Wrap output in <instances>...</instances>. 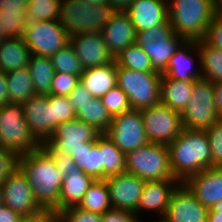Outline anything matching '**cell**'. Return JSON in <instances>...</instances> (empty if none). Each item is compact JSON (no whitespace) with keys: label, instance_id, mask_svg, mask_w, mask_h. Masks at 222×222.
<instances>
[{"label":"cell","instance_id":"1","mask_svg":"<svg viewBox=\"0 0 222 222\" xmlns=\"http://www.w3.org/2000/svg\"><path fill=\"white\" fill-rule=\"evenodd\" d=\"M19 168L31 185L33 196L44 211L59 212L60 189L64 177L56 168L52 156L41 146L21 155Z\"/></svg>","mask_w":222,"mask_h":222},{"label":"cell","instance_id":"2","mask_svg":"<svg viewBox=\"0 0 222 222\" xmlns=\"http://www.w3.org/2000/svg\"><path fill=\"white\" fill-rule=\"evenodd\" d=\"M173 177L184 182L189 176L212 168L211 150L205 131L182 129L167 145Z\"/></svg>","mask_w":222,"mask_h":222},{"label":"cell","instance_id":"3","mask_svg":"<svg viewBox=\"0 0 222 222\" xmlns=\"http://www.w3.org/2000/svg\"><path fill=\"white\" fill-rule=\"evenodd\" d=\"M215 16L213 0H168V19L185 40H203Z\"/></svg>","mask_w":222,"mask_h":222},{"label":"cell","instance_id":"4","mask_svg":"<svg viewBox=\"0 0 222 222\" xmlns=\"http://www.w3.org/2000/svg\"><path fill=\"white\" fill-rule=\"evenodd\" d=\"M114 12L109 4L61 0L58 21L67 30L69 37L82 33H101Z\"/></svg>","mask_w":222,"mask_h":222},{"label":"cell","instance_id":"5","mask_svg":"<svg viewBox=\"0 0 222 222\" xmlns=\"http://www.w3.org/2000/svg\"><path fill=\"white\" fill-rule=\"evenodd\" d=\"M42 145L35 139L24 119L22 103L9 102L0 107V147L19 156Z\"/></svg>","mask_w":222,"mask_h":222},{"label":"cell","instance_id":"6","mask_svg":"<svg viewBox=\"0 0 222 222\" xmlns=\"http://www.w3.org/2000/svg\"><path fill=\"white\" fill-rule=\"evenodd\" d=\"M126 173L144 181L177 180L169 164L167 145L148 143L126 154Z\"/></svg>","mask_w":222,"mask_h":222},{"label":"cell","instance_id":"7","mask_svg":"<svg viewBox=\"0 0 222 222\" xmlns=\"http://www.w3.org/2000/svg\"><path fill=\"white\" fill-rule=\"evenodd\" d=\"M161 77L157 72L117 67V85L127 94L131 109L141 110L160 103Z\"/></svg>","mask_w":222,"mask_h":222},{"label":"cell","instance_id":"8","mask_svg":"<svg viewBox=\"0 0 222 222\" xmlns=\"http://www.w3.org/2000/svg\"><path fill=\"white\" fill-rule=\"evenodd\" d=\"M185 41L175 34L169 20L162 25L137 32L136 43L149 56L153 70L163 74L176 50Z\"/></svg>","mask_w":222,"mask_h":222},{"label":"cell","instance_id":"9","mask_svg":"<svg viewBox=\"0 0 222 222\" xmlns=\"http://www.w3.org/2000/svg\"><path fill=\"white\" fill-rule=\"evenodd\" d=\"M214 97L213 83L204 78L196 79L191 99L181 114L182 127L187 130L205 131L220 119Z\"/></svg>","mask_w":222,"mask_h":222},{"label":"cell","instance_id":"10","mask_svg":"<svg viewBox=\"0 0 222 222\" xmlns=\"http://www.w3.org/2000/svg\"><path fill=\"white\" fill-rule=\"evenodd\" d=\"M23 39L31 54L52 57L69 44V35L58 20L35 21L26 25Z\"/></svg>","mask_w":222,"mask_h":222},{"label":"cell","instance_id":"11","mask_svg":"<svg viewBox=\"0 0 222 222\" xmlns=\"http://www.w3.org/2000/svg\"><path fill=\"white\" fill-rule=\"evenodd\" d=\"M140 111L149 143L168 145L183 129L181 113L162 103Z\"/></svg>","mask_w":222,"mask_h":222},{"label":"cell","instance_id":"12","mask_svg":"<svg viewBox=\"0 0 222 222\" xmlns=\"http://www.w3.org/2000/svg\"><path fill=\"white\" fill-rule=\"evenodd\" d=\"M105 135L126 155L149 143L140 110L130 109L112 117Z\"/></svg>","mask_w":222,"mask_h":222},{"label":"cell","instance_id":"13","mask_svg":"<svg viewBox=\"0 0 222 222\" xmlns=\"http://www.w3.org/2000/svg\"><path fill=\"white\" fill-rule=\"evenodd\" d=\"M3 205L22 217L37 216L44 210L36 202L31 185L20 168L1 185Z\"/></svg>","mask_w":222,"mask_h":222},{"label":"cell","instance_id":"14","mask_svg":"<svg viewBox=\"0 0 222 222\" xmlns=\"http://www.w3.org/2000/svg\"><path fill=\"white\" fill-rule=\"evenodd\" d=\"M102 133L94 126L79 119L56 126L52 137L46 142L55 152L71 155L85 142H96Z\"/></svg>","mask_w":222,"mask_h":222},{"label":"cell","instance_id":"15","mask_svg":"<svg viewBox=\"0 0 222 222\" xmlns=\"http://www.w3.org/2000/svg\"><path fill=\"white\" fill-rule=\"evenodd\" d=\"M24 119L35 139L42 145L53 135L56 126L52 123L50 95L35 94L22 103Z\"/></svg>","mask_w":222,"mask_h":222},{"label":"cell","instance_id":"16","mask_svg":"<svg viewBox=\"0 0 222 222\" xmlns=\"http://www.w3.org/2000/svg\"><path fill=\"white\" fill-rule=\"evenodd\" d=\"M208 211L181 182L171 195L164 217L170 222H207Z\"/></svg>","mask_w":222,"mask_h":222},{"label":"cell","instance_id":"17","mask_svg":"<svg viewBox=\"0 0 222 222\" xmlns=\"http://www.w3.org/2000/svg\"><path fill=\"white\" fill-rule=\"evenodd\" d=\"M105 180L112 208L131 211L135 214L145 181L126 172L109 176Z\"/></svg>","mask_w":222,"mask_h":222},{"label":"cell","instance_id":"18","mask_svg":"<svg viewBox=\"0 0 222 222\" xmlns=\"http://www.w3.org/2000/svg\"><path fill=\"white\" fill-rule=\"evenodd\" d=\"M180 183L179 180L145 181L142 195L135 209L138 219L142 221V217L146 216L144 213L148 212L157 214L154 215L155 217H164L171 195Z\"/></svg>","mask_w":222,"mask_h":222},{"label":"cell","instance_id":"19","mask_svg":"<svg viewBox=\"0 0 222 222\" xmlns=\"http://www.w3.org/2000/svg\"><path fill=\"white\" fill-rule=\"evenodd\" d=\"M84 69L107 65L115 60L109 52L101 33H82L69 37Z\"/></svg>","mask_w":222,"mask_h":222},{"label":"cell","instance_id":"20","mask_svg":"<svg viewBox=\"0 0 222 222\" xmlns=\"http://www.w3.org/2000/svg\"><path fill=\"white\" fill-rule=\"evenodd\" d=\"M162 75L168 78L186 81H195L196 79L202 78L200 52L197 41L185 40L170 59L166 71Z\"/></svg>","mask_w":222,"mask_h":222},{"label":"cell","instance_id":"21","mask_svg":"<svg viewBox=\"0 0 222 222\" xmlns=\"http://www.w3.org/2000/svg\"><path fill=\"white\" fill-rule=\"evenodd\" d=\"M183 183L208 209L222 200V167L207 168L189 176Z\"/></svg>","mask_w":222,"mask_h":222},{"label":"cell","instance_id":"22","mask_svg":"<svg viewBox=\"0 0 222 222\" xmlns=\"http://www.w3.org/2000/svg\"><path fill=\"white\" fill-rule=\"evenodd\" d=\"M114 58L128 46L136 43L137 32L125 11H115L101 32Z\"/></svg>","mask_w":222,"mask_h":222},{"label":"cell","instance_id":"23","mask_svg":"<svg viewBox=\"0 0 222 222\" xmlns=\"http://www.w3.org/2000/svg\"><path fill=\"white\" fill-rule=\"evenodd\" d=\"M136 32L165 24L168 19V0H134L125 11Z\"/></svg>","mask_w":222,"mask_h":222},{"label":"cell","instance_id":"24","mask_svg":"<svg viewBox=\"0 0 222 222\" xmlns=\"http://www.w3.org/2000/svg\"><path fill=\"white\" fill-rule=\"evenodd\" d=\"M80 84L93 96L101 98L117 85V63L113 62L84 69L80 75Z\"/></svg>","mask_w":222,"mask_h":222},{"label":"cell","instance_id":"25","mask_svg":"<svg viewBox=\"0 0 222 222\" xmlns=\"http://www.w3.org/2000/svg\"><path fill=\"white\" fill-rule=\"evenodd\" d=\"M193 84L194 81L177 80L162 75L160 103L182 114L191 99Z\"/></svg>","mask_w":222,"mask_h":222},{"label":"cell","instance_id":"26","mask_svg":"<svg viewBox=\"0 0 222 222\" xmlns=\"http://www.w3.org/2000/svg\"><path fill=\"white\" fill-rule=\"evenodd\" d=\"M94 181L93 177L85 174L80 168L71 172L70 176H65L60 189L59 212L78 206Z\"/></svg>","mask_w":222,"mask_h":222},{"label":"cell","instance_id":"27","mask_svg":"<svg viewBox=\"0 0 222 222\" xmlns=\"http://www.w3.org/2000/svg\"><path fill=\"white\" fill-rule=\"evenodd\" d=\"M31 55L23 36L5 39L0 43V71L7 73L28 67Z\"/></svg>","mask_w":222,"mask_h":222},{"label":"cell","instance_id":"28","mask_svg":"<svg viewBox=\"0 0 222 222\" xmlns=\"http://www.w3.org/2000/svg\"><path fill=\"white\" fill-rule=\"evenodd\" d=\"M70 156L75 161L76 166L85 174L95 180H102L100 136L96 142H85L83 147L76 149Z\"/></svg>","mask_w":222,"mask_h":222},{"label":"cell","instance_id":"29","mask_svg":"<svg viewBox=\"0 0 222 222\" xmlns=\"http://www.w3.org/2000/svg\"><path fill=\"white\" fill-rule=\"evenodd\" d=\"M35 94L50 95L54 67L50 57L32 54L28 67Z\"/></svg>","mask_w":222,"mask_h":222},{"label":"cell","instance_id":"30","mask_svg":"<svg viewBox=\"0 0 222 222\" xmlns=\"http://www.w3.org/2000/svg\"><path fill=\"white\" fill-rule=\"evenodd\" d=\"M100 152L102 158V180L109 176L126 172V155L105 133L100 135Z\"/></svg>","mask_w":222,"mask_h":222},{"label":"cell","instance_id":"31","mask_svg":"<svg viewBox=\"0 0 222 222\" xmlns=\"http://www.w3.org/2000/svg\"><path fill=\"white\" fill-rule=\"evenodd\" d=\"M10 102L23 103L35 95L27 67L5 73Z\"/></svg>","mask_w":222,"mask_h":222},{"label":"cell","instance_id":"32","mask_svg":"<svg viewBox=\"0 0 222 222\" xmlns=\"http://www.w3.org/2000/svg\"><path fill=\"white\" fill-rule=\"evenodd\" d=\"M75 113L77 119L94 126L101 133H105L109 129L112 121V117L103 105L101 98L97 97H92Z\"/></svg>","mask_w":222,"mask_h":222},{"label":"cell","instance_id":"33","mask_svg":"<svg viewBox=\"0 0 222 222\" xmlns=\"http://www.w3.org/2000/svg\"><path fill=\"white\" fill-rule=\"evenodd\" d=\"M197 45L202 78L212 83L222 82V50L208 45L204 40H198Z\"/></svg>","mask_w":222,"mask_h":222},{"label":"cell","instance_id":"34","mask_svg":"<svg viewBox=\"0 0 222 222\" xmlns=\"http://www.w3.org/2000/svg\"><path fill=\"white\" fill-rule=\"evenodd\" d=\"M77 207L101 215L110 210L112 205L106 180H95Z\"/></svg>","mask_w":222,"mask_h":222},{"label":"cell","instance_id":"35","mask_svg":"<svg viewBox=\"0 0 222 222\" xmlns=\"http://www.w3.org/2000/svg\"><path fill=\"white\" fill-rule=\"evenodd\" d=\"M115 61L117 67L129 68L141 72H155L149 56L140 45L134 43L123 50Z\"/></svg>","mask_w":222,"mask_h":222},{"label":"cell","instance_id":"36","mask_svg":"<svg viewBox=\"0 0 222 222\" xmlns=\"http://www.w3.org/2000/svg\"><path fill=\"white\" fill-rule=\"evenodd\" d=\"M60 3L61 0H29L26 4V24L59 20Z\"/></svg>","mask_w":222,"mask_h":222},{"label":"cell","instance_id":"37","mask_svg":"<svg viewBox=\"0 0 222 222\" xmlns=\"http://www.w3.org/2000/svg\"><path fill=\"white\" fill-rule=\"evenodd\" d=\"M51 61L55 72L80 76L84 71L81 62L70 43L58 50L51 57Z\"/></svg>","mask_w":222,"mask_h":222},{"label":"cell","instance_id":"38","mask_svg":"<svg viewBox=\"0 0 222 222\" xmlns=\"http://www.w3.org/2000/svg\"><path fill=\"white\" fill-rule=\"evenodd\" d=\"M26 25V10L22 12H0V26L6 39L23 36Z\"/></svg>","mask_w":222,"mask_h":222},{"label":"cell","instance_id":"39","mask_svg":"<svg viewBox=\"0 0 222 222\" xmlns=\"http://www.w3.org/2000/svg\"><path fill=\"white\" fill-rule=\"evenodd\" d=\"M101 100L111 117L131 109L127 94L118 85L107 91Z\"/></svg>","mask_w":222,"mask_h":222},{"label":"cell","instance_id":"40","mask_svg":"<svg viewBox=\"0 0 222 222\" xmlns=\"http://www.w3.org/2000/svg\"><path fill=\"white\" fill-rule=\"evenodd\" d=\"M50 106H52V123L55 126L76 119L75 110L68 97L50 94Z\"/></svg>","mask_w":222,"mask_h":222},{"label":"cell","instance_id":"41","mask_svg":"<svg viewBox=\"0 0 222 222\" xmlns=\"http://www.w3.org/2000/svg\"><path fill=\"white\" fill-rule=\"evenodd\" d=\"M209 140L212 168L222 167V118L205 130Z\"/></svg>","mask_w":222,"mask_h":222},{"label":"cell","instance_id":"42","mask_svg":"<svg viewBox=\"0 0 222 222\" xmlns=\"http://www.w3.org/2000/svg\"><path fill=\"white\" fill-rule=\"evenodd\" d=\"M80 83V76L54 72L51 82V94L57 96H68Z\"/></svg>","mask_w":222,"mask_h":222},{"label":"cell","instance_id":"43","mask_svg":"<svg viewBox=\"0 0 222 222\" xmlns=\"http://www.w3.org/2000/svg\"><path fill=\"white\" fill-rule=\"evenodd\" d=\"M17 153L0 147V185L19 168Z\"/></svg>","mask_w":222,"mask_h":222},{"label":"cell","instance_id":"44","mask_svg":"<svg viewBox=\"0 0 222 222\" xmlns=\"http://www.w3.org/2000/svg\"><path fill=\"white\" fill-rule=\"evenodd\" d=\"M63 222H102V215L83 210L77 206L59 212Z\"/></svg>","mask_w":222,"mask_h":222},{"label":"cell","instance_id":"45","mask_svg":"<svg viewBox=\"0 0 222 222\" xmlns=\"http://www.w3.org/2000/svg\"><path fill=\"white\" fill-rule=\"evenodd\" d=\"M42 147L54 159L56 168L60 172L61 176H70L71 172L75 171L78 168L75 164V161L69 154L55 152L47 143L42 144Z\"/></svg>","mask_w":222,"mask_h":222},{"label":"cell","instance_id":"46","mask_svg":"<svg viewBox=\"0 0 222 222\" xmlns=\"http://www.w3.org/2000/svg\"><path fill=\"white\" fill-rule=\"evenodd\" d=\"M208 45L222 50V18L214 16L203 39Z\"/></svg>","mask_w":222,"mask_h":222},{"label":"cell","instance_id":"47","mask_svg":"<svg viewBox=\"0 0 222 222\" xmlns=\"http://www.w3.org/2000/svg\"><path fill=\"white\" fill-rule=\"evenodd\" d=\"M102 222H140L131 211L111 208L102 214Z\"/></svg>","mask_w":222,"mask_h":222},{"label":"cell","instance_id":"48","mask_svg":"<svg viewBox=\"0 0 222 222\" xmlns=\"http://www.w3.org/2000/svg\"><path fill=\"white\" fill-rule=\"evenodd\" d=\"M75 112L80 109V106L87 103L93 96L78 83L75 89L67 96Z\"/></svg>","mask_w":222,"mask_h":222},{"label":"cell","instance_id":"49","mask_svg":"<svg viewBox=\"0 0 222 222\" xmlns=\"http://www.w3.org/2000/svg\"><path fill=\"white\" fill-rule=\"evenodd\" d=\"M27 0H0V12H22L26 10Z\"/></svg>","mask_w":222,"mask_h":222},{"label":"cell","instance_id":"50","mask_svg":"<svg viewBox=\"0 0 222 222\" xmlns=\"http://www.w3.org/2000/svg\"><path fill=\"white\" fill-rule=\"evenodd\" d=\"M33 222H63V220L59 212L44 211L37 216H33Z\"/></svg>","mask_w":222,"mask_h":222},{"label":"cell","instance_id":"51","mask_svg":"<svg viewBox=\"0 0 222 222\" xmlns=\"http://www.w3.org/2000/svg\"><path fill=\"white\" fill-rule=\"evenodd\" d=\"M21 217L6 205L0 206V222H18Z\"/></svg>","mask_w":222,"mask_h":222},{"label":"cell","instance_id":"52","mask_svg":"<svg viewBox=\"0 0 222 222\" xmlns=\"http://www.w3.org/2000/svg\"><path fill=\"white\" fill-rule=\"evenodd\" d=\"M9 102L7 79L5 73L0 71V107L8 104Z\"/></svg>","mask_w":222,"mask_h":222},{"label":"cell","instance_id":"53","mask_svg":"<svg viewBox=\"0 0 222 222\" xmlns=\"http://www.w3.org/2000/svg\"><path fill=\"white\" fill-rule=\"evenodd\" d=\"M215 107L220 118H222V82H214Z\"/></svg>","mask_w":222,"mask_h":222},{"label":"cell","instance_id":"54","mask_svg":"<svg viewBox=\"0 0 222 222\" xmlns=\"http://www.w3.org/2000/svg\"><path fill=\"white\" fill-rule=\"evenodd\" d=\"M134 0H108L115 11H126Z\"/></svg>","mask_w":222,"mask_h":222},{"label":"cell","instance_id":"55","mask_svg":"<svg viewBox=\"0 0 222 222\" xmlns=\"http://www.w3.org/2000/svg\"><path fill=\"white\" fill-rule=\"evenodd\" d=\"M207 222H222V214L215 213L211 209H209Z\"/></svg>","mask_w":222,"mask_h":222},{"label":"cell","instance_id":"56","mask_svg":"<svg viewBox=\"0 0 222 222\" xmlns=\"http://www.w3.org/2000/svg\"><path fill=\"white\" fill-rule=\"evenodd\" d=\"M215 16L222 18V0H213Z\"/></svg>","mask_w":222,"mask_h":222},{"label":"cell","instance_id":"57","mask_svg":"<svg viewBox=\"0 0 222 222\" xmlns=\"http://www.w3.org/2000/svg\"><path fill=\"white\" fill-rule=\"evenodd\" d=\"M211 210L215 213H220L222 214V200L217 202L212 208Z\"/></svg>","mask_w":222,"mask_h":222},{"label":"cell","instance_id":"58","mask_svg":"<svg viewBox=\"0 0 222 222\" xmlns=\"http://www.w3.org/2000/svg\"><path fill=\"white\" fill-rule=\"evenodd\" d=\"M85 2L89 3V4H108V0H84Z\"/></svg>","mask_w":222,"mask_h":222},{"label":"cell","instance_id":"59","mask_svg":"<svg viewBox=\"0 0 222 222\" xmlns=\"http://www.w3.org/2000/svg\"><path fill=\"white\" fill-rule=\"evenodd\" d=\"M154 218V220H149V222H170L169 220H167L165 217H153ZM143 221H145V220H142V221H140V222H143Z\"/></svg>","mask_w":222,"mask_h":222},{"label":"cell","instance_id":"60","mask_svg":"<svg viewBox=\"0 0 222 222\" xmlns=\"http://www.w3.org/2000/svg\"><path fill=\"white\" fill-rule=\"evenodd\" d=\"M18 222H33V216L21 217Z\"/></svg>","mask_w":222,"mask_h":222},{"label":"cell","instance_id":"61","mask_svg":"<svg viewBox=\"0 0 222 222\" xmlns=\"http://www.w3.org/2000/svg\"><path fill=\"white\" fill-rule=\"evenodd\" d=\"M6 37L2 34L1 26H0V43L3 42Z\"/></svg>","mask_w":222,"mask_h":222},{"label":"cell","instance_id":"62","mask_svg":"<svg viewBox=\"0 0 222 222\" xmlns=\"http://www.w3.org/2000/svg\"><path fill=\"white\" fill-rule=\"evenodd\" d=\"M3 204V200H2V192H1V187H0V206Z\"/></svg>","mask_w":222,"mask_h":222}]
</instances>
